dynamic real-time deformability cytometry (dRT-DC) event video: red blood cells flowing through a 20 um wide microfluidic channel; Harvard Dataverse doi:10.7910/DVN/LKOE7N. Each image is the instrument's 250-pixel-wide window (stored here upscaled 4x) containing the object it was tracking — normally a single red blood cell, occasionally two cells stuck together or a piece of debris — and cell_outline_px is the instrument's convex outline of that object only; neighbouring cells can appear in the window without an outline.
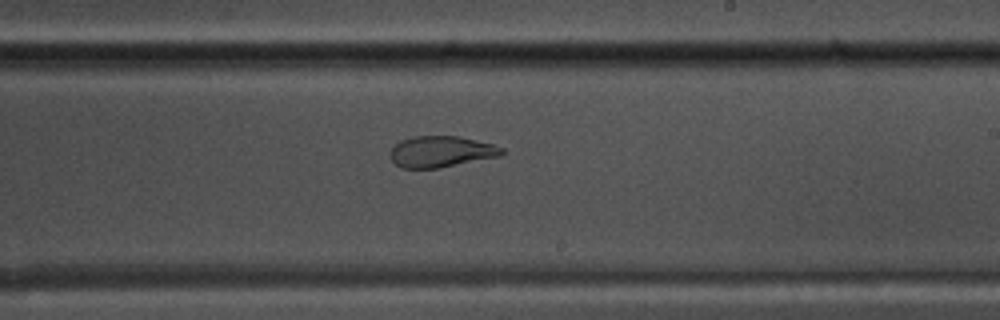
{"species": "common noctule bat (a hibernating species)", "species_latin": "Nyctalus noctula", "temperature_condition": "warm", "stored_images_in_passage": 41, "camera_frame_rate_fps": 3000, "um_per_image_px": 0.085, "animal": {"sex": "male", "body_mass_g": 17.5, "forearm_length_mm": 52.3}, "frame": {"image": 1, "passage_image": 20, "time_ms": 6.333, "image_size_px": [1000, 320], "cell_outline_px": [[504, 152], [500, 156], [436, 168], [400, 168], [392, 160], [392, 148], [400, 140], [412, 136], [460, 136], [492, 144], [504, 148]], "centroid_in_image_um": [37.5, 12.88], "position_along_channel_um": 251.5, "area_um2": 20.06}}
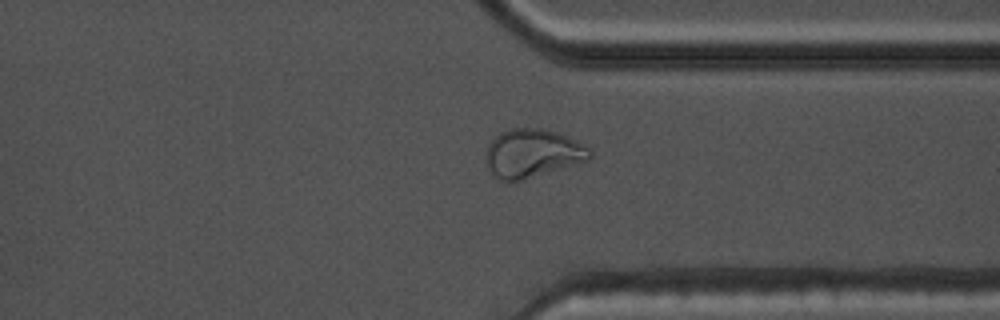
{"frame": {"image": 2, "passage_image": 29, "time_ms": 9.333, "image_size_px": [1000, 320], "cell_outline_px": [[592, 156], [588, 160], [520, 180], [500, 180], [488, 168], [488, 144], [500, 132], [508, 128], [540, 128], [560, 132], [584, 144], [592, 152]], "centroid_in_image_um": [45.29, 12.99], "position_along_channel_um": 366.1, "area_um2": 28.84}}
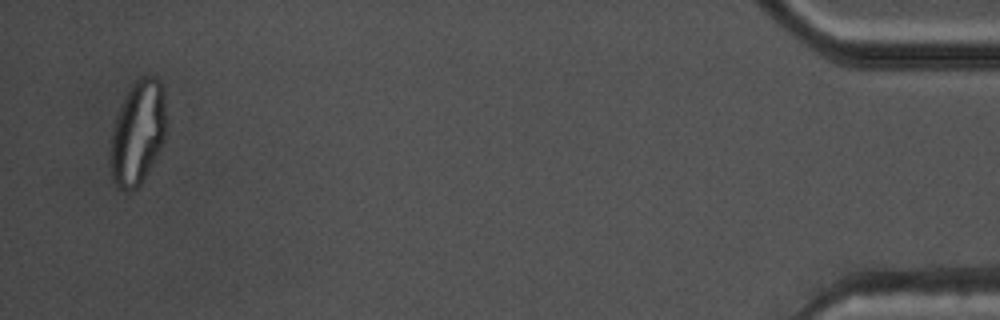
{"frame": {"image": 3, "passage_image": 40, "time_ms": 13.0, "image_size_px": [1000, 320], "cell_outline_px": [[168, 120], [164, 140], [156, 156], [140, 184], [136, 188], [128, 192], [124, 192], [116, 188], [112, 180], [112, 128], [116, 116], [124, 96], [128, 88], [140, 76], [156, 76], [160, 80]], "centroid_in_image_um": [11.73, 11.25], "position_along_channel_um": 423.5, "area_um2": 33.93}, "authors_computed_cell_mechanics": {"area_um2": 22.831, "velocity_mm_per_s": 3.8281, "shape_relaxation_time_tau1_ms": null, "shape_relaxation_time_tau2_ms": 1.8424, "deformation_change_tau1": null, "deformation_change_tau2": 0.0805}}